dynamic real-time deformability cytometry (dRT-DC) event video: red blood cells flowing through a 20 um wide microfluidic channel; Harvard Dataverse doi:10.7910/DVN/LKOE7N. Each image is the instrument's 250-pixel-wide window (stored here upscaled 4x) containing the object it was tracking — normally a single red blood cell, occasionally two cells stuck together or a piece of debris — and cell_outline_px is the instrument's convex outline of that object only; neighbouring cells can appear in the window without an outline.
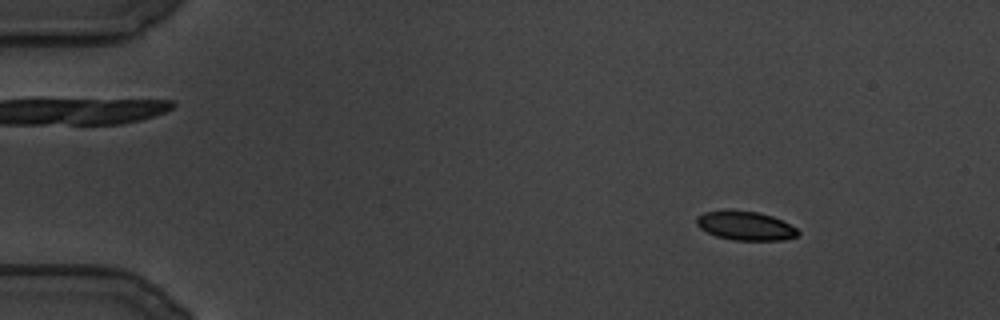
{"species": "common noctule bat (a hibernating species)", "species_latin": "Nyctalus noctula", "temperature_condition": "cold", "stored_images_in_passage": 122, "camera_frame_rate_fps": 3000, "um_per_image_px": 0.085, "animal": {"sex": "male", "body_mass_g": 19.5, "forearm_length_mm": 54.6}, "frame": {"image": 1, "passage_image": 16, "time_ms": 5.0, "image_size_px": [1000, 320], "cell_outline_px": [[800, 232], [796, 236], [784, 240], [732, 240], [716, 236], [700, 228], [696, 224], [696, 216], [704, 212], [724, 208], [732, 208], [756, 212], [772, 216], [796, 228]], "centroid_in_image_um": [63.29, 19.16], "position_along_channel_um": 21.7, "area_um2": 17.4}}
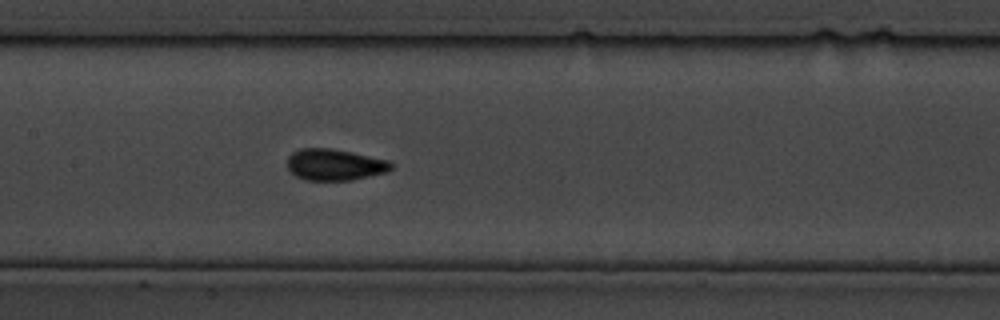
{"frame": {"image": 2, "passage_image": 60, "time_ms": 19.667, "image_size_px": [1000, 320], "cell_outline_px": [[392, 168], [388, 172], [352, 180], [304, 180], [296, 176], [288, 168], [288, 156], [292, 152], [300, 148], [332, 148], [352, 152], [388, 160], [392, 164]], "centroid_in_image_um": [28.45, 13.99], "position_along_channel_um": 179.0, "area_um2": 19.07}}
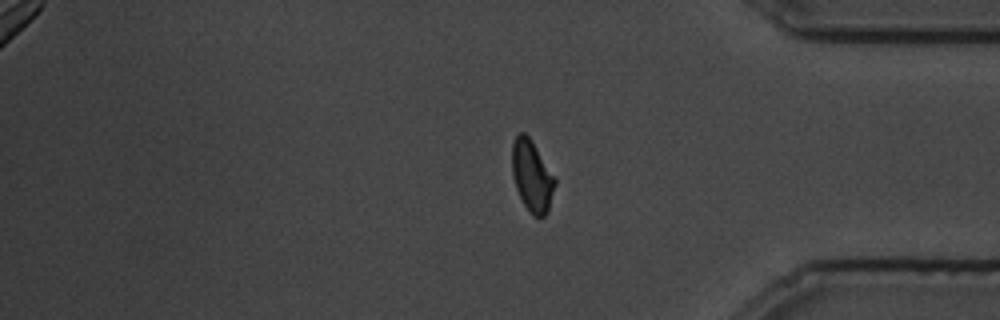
{"frame": {"image": 3, "passage_image": 100, "time_ms": 33.0, "image_size_px": [1000, 320], "cell_outline_px": [[556, 184], [548, 212], [544, 216], [532, 216], [528, 212], [516, 188], [512, 176], [512, 144], [516, 136], [520, 132], [524, 132], [528, 136], [556, 176]], "centroid_in_image_um": [45.23, 14.97], "position_along_channel_um": 390.0, "area_um2": 17.98}}